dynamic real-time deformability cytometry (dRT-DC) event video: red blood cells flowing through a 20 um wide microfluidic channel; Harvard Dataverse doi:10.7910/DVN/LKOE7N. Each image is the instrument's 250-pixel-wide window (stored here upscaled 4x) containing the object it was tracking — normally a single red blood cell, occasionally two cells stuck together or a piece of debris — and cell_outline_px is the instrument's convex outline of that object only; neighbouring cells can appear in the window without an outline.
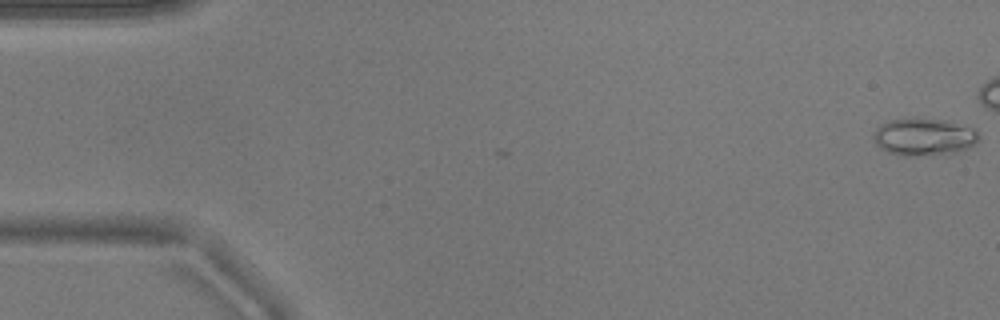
{"species": "common noctule bat (a hibernating species)", "species_latin": "Nyctalus noctula", "temperature_condition": "warm", "stored_images_in_passage": 5, "camera_frame_rate_fps": 3000, "um_per_image_px": 0.085, "animal": {"sex": "male", "body_mass_g": 17.9}, "frame": {"image": 1, "passage_image": 1, "time_ms": 0.0, "image_size_px": [1000, 320], "cell_outline_px": [[980, 140], [976, 144], [968, 148], [956, 152], [916, 156], [908, 156], [888, 152], [880, 148], [876, 144], [872, 136], [876, 128], [880, 124], [888, 120], [916, 116], [948, 120], [972, 128], [980, 136]], "centroid_in_image_um": [78.52, 11.6], "position_along_channel_um": 6.5, "area_um2": 23.47}}